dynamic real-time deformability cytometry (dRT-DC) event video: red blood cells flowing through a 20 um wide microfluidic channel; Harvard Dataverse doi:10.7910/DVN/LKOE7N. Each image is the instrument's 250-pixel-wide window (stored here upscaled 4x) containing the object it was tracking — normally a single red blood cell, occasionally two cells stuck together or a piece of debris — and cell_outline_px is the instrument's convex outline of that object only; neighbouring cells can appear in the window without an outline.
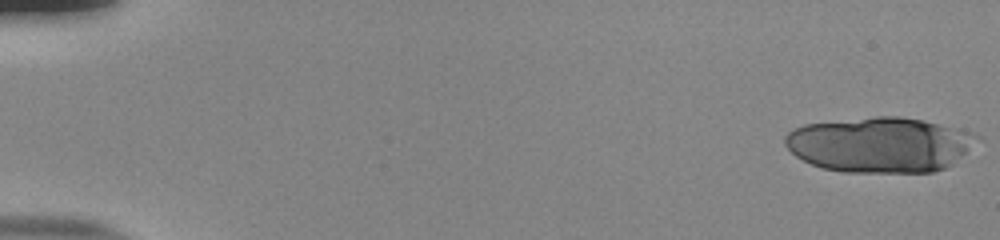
{"species": "human", "species_latin": "Homo sapiens", "temperature_condition": "room temperature", "stored_images_in_passage": 19, "camera_frame_rate_fps": 3000, "um_per_image_px": 0.085, "donor": {"sex": "male"}, "frame": {"image": 1, "passage_image": 1, "time_ms": 0.0, "image_size_px": [1000, 240], "cell_outline_px": [[984, 140], [952, 164], [944, 168], [932, 172], [844, 172], [824, 168], [812, 164], [796, 156], [784, 144], [784, 136], [792, 128], [804, 124], [876, 116], [900, 116], [924, 120], [960, 128], [972, 132], [980, 136]], "centroid_in_image_um": [74.86, 12.28], "position_along_channel_um": 10.1, "area_um2": 62.48}}